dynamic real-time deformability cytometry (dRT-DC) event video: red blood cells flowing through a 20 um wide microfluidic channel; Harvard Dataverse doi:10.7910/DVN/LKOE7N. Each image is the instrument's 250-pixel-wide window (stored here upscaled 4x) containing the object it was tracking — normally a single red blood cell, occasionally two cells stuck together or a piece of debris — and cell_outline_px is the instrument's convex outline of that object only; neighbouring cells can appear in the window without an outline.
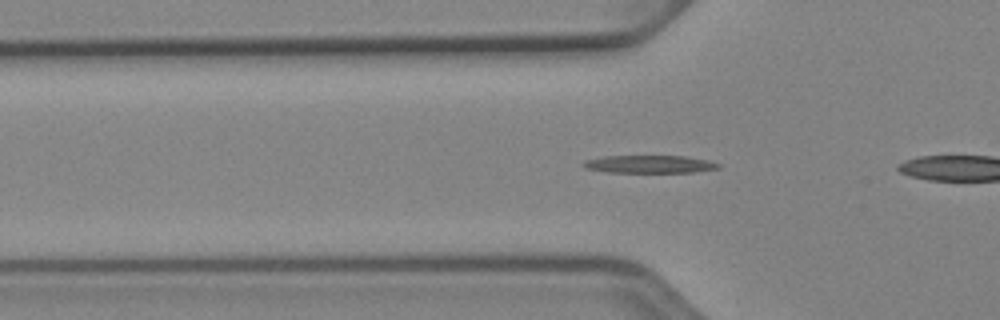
{"species": "Egyptian fruit bat (a non-hibernating species)", "species_latin": "Rousettus aegyptiacus", "temperature_condition": "cold", "stored_images_in_passage": 43, "camera_frame_rate_fps": 3000, "um_per_image_px": 0.085, "animal": {"sex": "female"}, "frame": {"image": 1, "passage_image": 8, "time_ms": 2.333, "image_size_px": [1000, 320], "cell_outline_px": [[720, 168], [692, 172], [608, 172], [584, 168], [580, 164], [584, 160], [604, 156], [684, 156], [708, 160], [720, 164]], "centroid_in_image_um": [55.16, 13.95], "position_along_channel_um": 70.6, "area_um2": 13.93}}
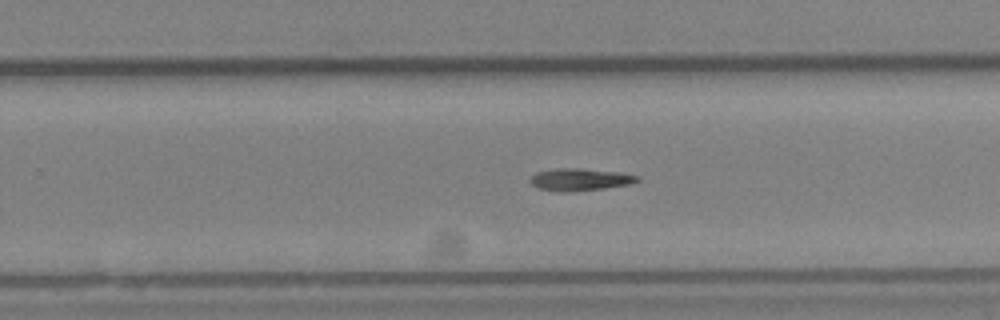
{"frame": {"image": 2, "passage_image": 24, "time_ms": 7.667, "image_size_px": [1000, 320], "cell_outline_px": [[640, 180], [628, 184], [604, 188], [560, 192], [536, 188], [528, 180], [536, 172], [560, 168], [580, 168], [620, 172], [636, 176]], "centroid_in_image_um": [49.24, 15.25], "position_along_channel_um": 280.6, "area_um2": 13.7}}
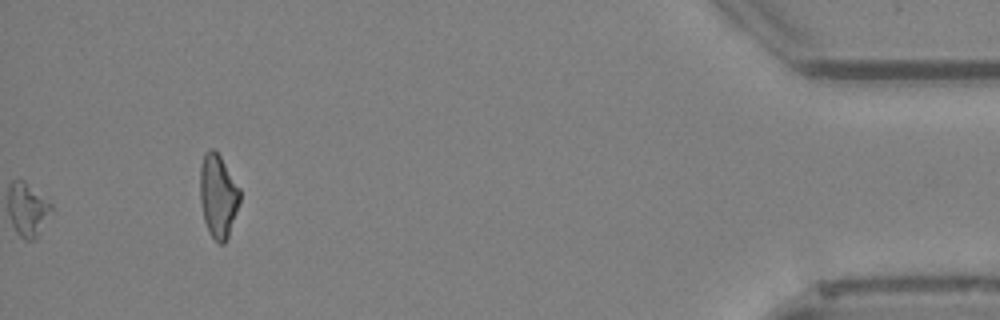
{"frame": {"image": 3, "passage_image": 43, "time_ms": 14.0, "image_size_px": [1000, 320], "cell_outline_px": [[240, 200], [228, 236], [224, 244], [220, 244], [212, 236], [204, 220], [200, 200], [200, 164], [204, 152], [208, 148], [212, 148], [220, 156], [240, 188]], "centroid_in_image_um": [18.52, 16.61], "position_along_channel_um": 416.7, "area_um2": 19.19}, "authors_computed_cell_mechanics": {"area_um2": 13.1784, "velocity_mm_per_s": 3.9574, "shape_relaxation_time_tau1_ms": 6.1364, "shape_relaxation_time_tau2_ms": null, "deformation_change_tau1": 0.1893, "deformation_change_tau2": null}}